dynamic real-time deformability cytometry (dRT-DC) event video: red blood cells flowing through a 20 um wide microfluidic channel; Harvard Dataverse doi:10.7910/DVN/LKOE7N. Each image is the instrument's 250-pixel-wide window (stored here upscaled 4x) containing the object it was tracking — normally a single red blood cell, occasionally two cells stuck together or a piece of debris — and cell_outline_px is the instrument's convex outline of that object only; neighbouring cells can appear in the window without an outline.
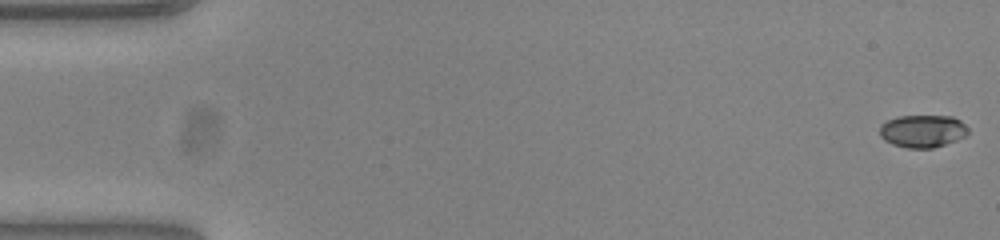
{"species": "common noctule bat (a hibernating species)", "species_latin": "Nyctalus noctula", "temperature_condition": "warm", "stored_images_in_passage": 54, "camera_frame_rate_fps": 3000, "um_per_image_px": 0.085, "animal": {"sex": "female", "body_mass_g": 23.0, "forearm_length_mm": 53.4}, "frame": {"image": 1, "passage_image": 1, "time_ms": 0.0, "image_size_px": [1000, 240], "cell_outline_px": [[968, 132], [964, 136], [956, 140], [932, 148], [908, 148], [892, 144], [884, 140], [880, 136], [880, 124], [888, 120], [900, 116], [952, 116], [960, 120], [968, 128]], "centroid_in_image_um": [78.4, 11.14], "position_along_channel_um": 6.6, "area_um2": 16.7}}
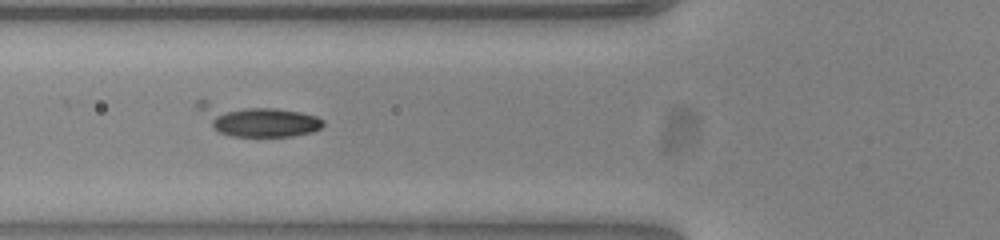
{"frame": {"image": 2, "passage_image": 20, "time_ms": 6.333, "image_size_px": [1000, 240], "cell_outline_px": [[324, 124], [320, 128], [312, 132], [292, 136], [232, 136], [220, 132], [212, 128], [196, 108], [196, 100], [208, 100], [276, 108], [300, 112], [316, 116], [324, 120]], "centroid_in_image_um": [21.78, 10.18], "position_along_channel_um": 104.0, "area_um2": 23.41}}
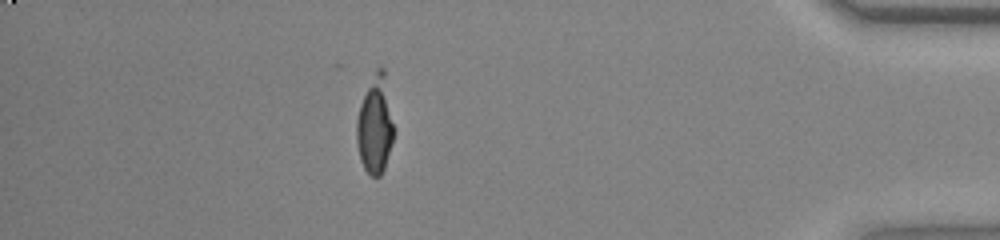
{"frame": {"image": 3, "passage_image": 47, "time_ms": 15.333, "image_size_px": [1000, 240], "cell_outline_px": [[396, 128], [384, 168], [380, 176], [372, 176], [364, 168], [360, 160], [356, 140], [356, 120], [360, 104], [376, 68], [380, 64], [384, 68]], "centroid_in_image_um": [31.91, 10.58], "position_along_channel_um": 403.3, "area_um2": 21.5}}